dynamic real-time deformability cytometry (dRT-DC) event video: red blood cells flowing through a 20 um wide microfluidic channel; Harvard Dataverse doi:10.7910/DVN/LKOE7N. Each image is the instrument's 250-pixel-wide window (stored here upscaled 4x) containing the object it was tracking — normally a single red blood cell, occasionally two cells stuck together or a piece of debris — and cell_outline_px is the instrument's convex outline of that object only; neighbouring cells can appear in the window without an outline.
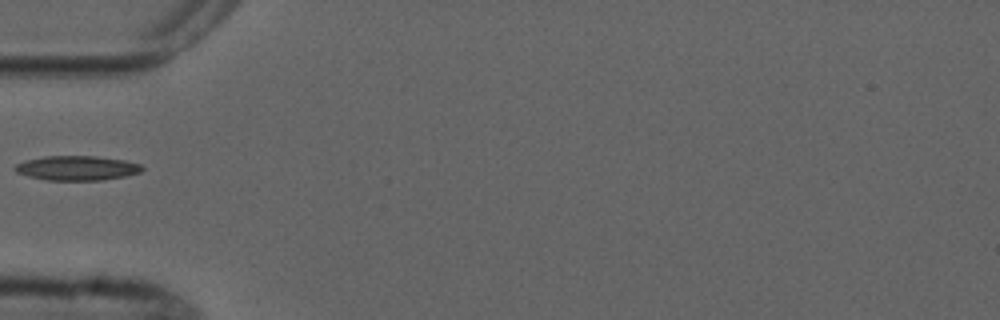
{"species": "common noctule bat (a hibernating species)", "species_latin": "Nyctalus noctula", "temperature_condition": "cold", "stored_images_in_passage": 2, "camera_frame_rate_fps": 3000, "um_per_image_px": 0.085, "animal": {"sex": "male", "forearm_length_mm": 52.5}, "frame": {"image": 1, "passage_image": 1, "time_ms": 0.0, "image_size_px": [1000, 320], "cell_outline_px": [[144, 168], [140, 172], [124, 176], [100, 180], [48, 180], [28, 176], [16, 172], [12, 168], [16, 164], [24, 160], [44, 156], [96, 156], [124, 160], [140, 164]], "centroid_in_image_um": [6.5, 14.28], "position_along_channel_um": 78.5, "area_um2": 18.15}}
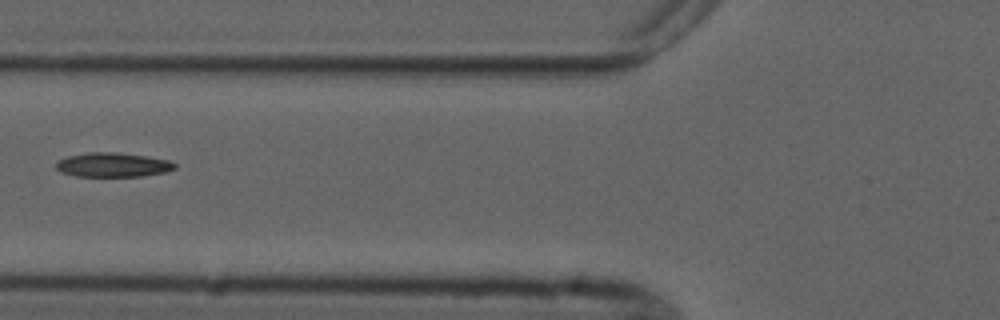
{"frame": {"image": 2, "passage_image": 2, "time_ms": 1.0, "image_size_px": [1000, 320], "cell_outline_px": [[176, 168], [164, 172], [140, 176], [76, 176], [60, 172], [56, 168], [56, 164], [60, 160], [68, 156], [88, 152], [116, 152], [148, 156], [168, 160], [176, 164]], "centroid_in_image_um": [9.59, 14.0], "position_along_channel_um": 116.2, "area_um2": 16.7}}